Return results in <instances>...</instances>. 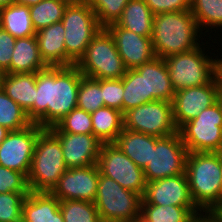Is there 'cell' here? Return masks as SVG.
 Returning a JSON list of instances; mask_svg holds the SVG:
<instances>
[{"label":"cell","instance_id":"obj_13","mask_svg":"<svg viewBox=\"0 0 222 222\" xmlns=\"http://www.w3.org/2000/svg\"><path fill=\"white\" fill-rule=\"evenodd\" d=\"M44 130L36 123L28 127L10 131L0 144V166L29 174L35 144L39 134Z\"/></svg>","mask_w":222,"mask_h":222},{"label":"cell","instance_id":"obj_26","mask_svg":"<svg viewBox=\"0 0 222 222\" xmlns=\"http://www.w3.org/2000/svg\"><path fill=\"white\" fill-rule=\"evenodd\" d=\"M93 135L102 143H114L124 128L122 111L102 107L91 113Z\"/></svg>","mask_w":222,"mask_h":222},{"label":"cell","instance_id":"obj_24","mask_svg":"<svg viewBox=\"0 0 222 222\" xmlns=\"http://www.w3.org/2000/svg\"><path fill=\"white\" fill-rule=\"evenodd\" d=\"M36 73H6L2 90L26 112L35 102Z\"/></svg>","mask_w":222,"mask_h":222},{"label":"cell","instance_id":"obj_28","mask_svg":"<svg viewBox=\"0 0 222 222\" xmlns=\"http://www.w3.org/2000/svg\"><path fill=\"white\" fill-rule=\"evenodd\" d=\"M197 207L141 204V218L145 222H192L202 215Z\"/></svg>","mask_w":222,"mask_h":222},{"label":"cell","instance_id":"obj_50","mask_svg":"<svg viewBox=\"0 0 222 222\" xmlns=\"http://www.w3.org/2000/svg\"><path fill=\"white\" fill-rule=\"evenodd\" d=\"M64 1L68 2L69 4H71V3H82V2H84L86 0H64Z\"/></svg>","mask_w":222,"mask_h":222},{"label":"cell","instance_id":"obj_25","mask_svg":"<svg viewBox=\"0 0 222 222\" xmlns=\"http://www.w3.org/2000/svg\"><path fill=\"white\" fill-rule=\"evenodd\" d=\"M116 23L136 34L151 37L154 14L144 0H129Z\"/></svg>","mask_w":222,"mask_h":222},{"label":"cell","instance_id":"obj_23","mask_svg":"<svg viewBox=\"0 0 222 222\" xmlns=\"http://www.w3.org/2000/svg\"><path fill=\"white\" fill-rule=\"evenodd\" d=\"M48 66L41 59L36 35L16 38L12 53L10 73H37Z\"/></svg>","mask_w":222,"mask_h":222},{"label":"cell","instance_id":"obj_35","mask_svg":"<svg viewBox=\"0 0 222 222\" xmlns=\"http://www.w3.org/2000/svg\"><path fill=\"white\" fill-rule=\"evenodd\" d=\"M51 132H65L73 134H93L91 113L74 108L65 115L55 126L49 128Z\"/></svg>","mask_w":222,"mask_h":222},{"label":"cell","instance_id":"obj_11","mask_svg":"<svg viewBox=\"0 0 222 222\" xmlns=\"http://www.w3.org/2000/svg\"><path fill=\"white\" fill-rule=\"evenodd\" d=\"M187 154V148L178 132L159 137L156 145H152L151 161L143 170L146 182L185 174Z\"/></svg>","mask_w":222,"mask_h":222},{"label":"cell","instance_id":"obj_38","mask_svg":"<svg viewBox=\"0 0 222 222\" xmlns=\"http://www.w3.org/2000/svg\"><path fill=\"white\" fill-rule=\"evenodd\" d=\"M8 192L27 196L30 192L27 177L23 173L0 166V193Z\"/></svg>","mask_w":222,"mask_h":222},{"label":"cell","instance_id":"obj_5","mask_svg":"<svg viewBox=\"0 0 222 222\" xmlns=\"http://www.w3.org/2000/svg\"><path fill=\"white\" fill-rule=\"evenodd\" d=\"M203 44L194 50L164 58L175 92L210 83L218 75V57L208 56L206 48L202 49Z\"/></svg>","mask_w":222,"mask_h":222},{"label":"cell","instance_id":"obj_48","mask_svg":"<svg viewBox=\"0 0 222 222\" xmlns=\"http://www.w3.org/2000/svg\"><path fill=\"white\" fill-rule=\"evenodd\" d=\"M5 75H6V72L2 68H0V90L3 87Z\"/></svg>","mask_w":222,"mask_h":222},{"label":"cell","instance_id":"obj_12","mask_svg":"<svg viewBox=\"0 0 222 222\" xmlns=\"http://www.w3.org/2000/svg\"><path fill=\"white\" fill-rule=\"evenodd\" d=\"M97 166L99 172L116 182L123 188L144 195L146 180L143 169L139 168L114 143H102Z\"/></svg>","mask_w":222,"mask_h":222},{"label":"cell","instance_id":"obj_29","mask_svg":"<svg viewBox=\"0 0 222 222\" xmlns=\"http://www.w3.org/2000/svg\"><path fill=\"white\" fill-rule=\"evenodd\" d=\"M121 79L124 86L122 99L123 114L129 109L149 102V96H146L145 72L129 69Z\"/></svg>","mask_w":222,"mask_h":222},{"label":"cell","instance_id":"obj_10","mask_svg":"<svg viewBox=\"0 0 222 222\" xmlns=\"http://www.w3.org/2000/svg\"><path fill=\"white\" fill-rule=\"evenodd\" d=\"M124 128L157 137L178 132L173 120L172 102L156 100L129 109L123 114Z\"/></svg>","mask_w":222,"mask_h":222},{"label":"cell","instance_id":"obj_47","mask_svg":"<svg viewBox=\"0 0 222 222\" xmlns=\"http://www.w3.org/2000/svg\"><path fill=\"white\" fill-rule=\"evenodd\" d=\"M16 3V0H0V8Z\"/></svg>","mask_w":222,"mask_h":222},{"label":"cell","instance_id":"obj_31","mask_svg":"<svg viewBox=\"0 0 222 222\" xmlns=\"http://www.w3.org/2000/svg\"><path fill=\"white\" fill-rule=\"evenodd\" d=\"M190 11L202 34V28H222V0H191Z\"/></svg>","mask_w":222,"mask_h":222},{"label":"cell","instance_id":"obj_49","mask_svg":"<svg viewBox=\"0 0 222 222\" xmlns=\"http://www.w3.org/2000/svg\"><path fill=\"white\" fill-rule=\"evenodd\" d=\"M217 100H218V102H219V104H220V107H221V110H222V86H220Z\"/></svg>","mask_w":222,"mask_h":222},{"label":"cell","instance_id":"obj_42","mask_svg":"<svg viewBox=\"0 0 222 222\" xmlns=\"http://www.w3.org/2000/svg\"><path fill=\"white\" fill-rule=\"evenodd\" d=\"M192 222H217L211 214H202L194 219Z\"/></svg>","mask_w":222,"mask_h":222},{"label":"cell","instance_id":"obj_6","mask_svg":"<svg viewBox=\"0 0 222 222\" xmlns=\"http://www.w3.org/2000/svg\"><path fill=\"white\" fill-rule=\"evenodd\" d=\"M83 76L93 79H121L127 71L112 34L102 28L75 64Z\"/></svg>","mask_w":222,"mask_h":222},{"label":"cell","instance_id":"obj_41","mask_svg":"<svg viewBox=\"0 0 222 222\" xmlns=\"http://www.w3.org/2000/svg\"><path fill=\"white\" fill-rule=\"evenodd\" d=\"M15 43L16 38L0 27V68L6 73H10V64Z\"/></svg>","mask_w":222,"mask_h":222},{"label":"cell","instance_id":"obj_3","mask_svg":"<svg viewBox=\"0 0 222 222\" xmlns=\"http://www.w3.org/2000/svg\"><path fill=\"white\" fill-rule=\"evenodd\" d=\"M200 36L202 37V33L191 11L154 15L151 41L156 57L164 59L170 55L194 50L201 45Z\"/></svg>","mask_w":222,"mask_h":222},{"label":"cell","instance_id":"obj_37","mask_svg":"<svg viewBox=\"0 0 222 222\" xmlns=\"http://www.w3.org/2000/svg\"><path fill=\"white\" fill-rule=\"evenodd\" d=\"M23 193H0V222H22Z\"/></svg>","mask_w":222,"mask_h":222},{"label":"cell","instance_id":"obj_22","mask_svg":"<svg viewBox=\"0 0 222 222\" xmlns=\"http://www.w3.org/2000/svg\"><path fill=\"white\" fill-rule=\"evenodd\" d=\"M159 137L123 128L114 142L139 168L145 169L151 161L152 145Z\"/></svg>","mask_w":222,"mask_h":222},{"label":"cell","instance_id":"obj_4","mask_svg":"<svg viewBox=\"0 0 222 222\" xmlns=\"http://www.w3.org/2000/svg\"><path fill=\"white\" fill-rule=\"evenodd\" d=\"M67 169L59 139L44 129L37 138L27 176L30 191L50 192Z\"/></svg>","mask_w":222,"mask_h":222},{"label":"cell","instance_id":"obj_30","mask_svg":"<svg viewBox=\"0 0 222 222\" xmlns=\"http://www.w3.org/2000/svg\"><path fill=\"white\" fill-rule=\"evenodd\" d=\"M68 4L64 0H42L38 4L29 6L35 31L60 22Z\"/></svg>","mask_w":222,"mask_h":222},{"label":"cell","instance_id":"obj_45","mask_svg":"<svg viewBox=\"0 0 222 222\" xmlns=\"http://www.w3.org/2000/svg\"><path fill=\"white\" fill-rule=\"evenodd\" d=\"M9 132L10 131L7 128L0 125V144L6 138Z\"/></svg>","mask_w":222,"mask_h":222},{"label":"cell","instance_id":"obj_18","mask_svg":"<svg viewBox=\"0 0 222 222\" xmlns=\"http://www.w3.org/2000/svg\"><path fill=\"white\" fill-rule=\"evenodd\" d=\"M60 141L67 168L97 164L102 142L93 134L52 132Z\"/></svg>","mask_w":222,"mask_h":222},{"label":"cell","instance_id":"obj_8","mask_svg":"<svg viewBox=\"0 0 222 222\" xmlns=\"http://www.w3.org/2000/svg\"><path fill=\"white\" fill-rule=\"evenodd\" d=\"M61 22L65 29L66 58L75 65L102 27L87 1L68 4Z\"/></svg>","mask_w":222,"mask_h":222},{"label":"cell","instance_id":"obj_33","mask_svg":"<svg viewBox=\"0 0 222 222\" xmlns=\"http://www.w3.org/2000/svg\"><path fill=\"white\" fill-rule=\"evenodd\" d=\"M102 107L104 100L100 79L82 76L77 95V108L92 113Z\"/></svg>","mask_w":222,"mask_h":222},{"label":"cell","instance_id":"obj_46","mask_svg":"<svg viewBox=\"0 0 222 222\" xmlns=\"http://www.w3.org/2000/svg\"><path fill=\"white\" fill-rule=\"evenodd\" d=\"M218 77L222 86V58H218Z\"/></svg>","mask_w":222,"mask_h":222},{"label":"cell","instance_id":"obj_51","mask_svg":"<svg viewBox=\"0 0 222 222\" xmlns=\"http://www.w3.org/2000/svg\"><path fill=\"white\" fill-rule=\"evenodd\" d=\"M135 222H145L141 217H139Z\"/></svg>","mask_w":222,"mask_h":222},{"label":"cell","instance_id":"obj_52","mask_svg":"<svg viewBox=\"0 0 222 222\" xmlns=\"http://www.w3.org/2000/svg\"><path fill=\"white\" fill-rule=\"evenodd\" d=\"M220 154L221 162H222V151L218 152Z\"/></svg>","mask_w":222,"mask_h":222},{"label":"cell","instance_id":"obj_27","mask_svg":"<svg viewBox=\"0 0 222 222\" xmlns=\"http://www.w3.org/2000/svg\"><path fill=\"white\" fill-rule=\"evenodd\" d=\"M0 27L14 38H26L36 35L29 6L13 3L0 8Z\"/></svg>","mask_w":222,"mask_h":222},{"label":"cell","instance_id":"obj_32","mask_svg":"<svg viewBox=\"0 0 222 222\" xmlns=\"http://www.w3.org/2000/svg\"><path fill=\"white\" fill-rule=\"evenodd\" d=\"M27 113L5 92L0 90V125L9 131H17L31 125Z\"/></svg>","mask_w":222,"mask_h":222},{"label":"cell","instance_id":"obj_34","mask_svg":"<svg viewBox=\"0 0 222 222\" xmlns=\"http://www.w3.org/2000/svg\"><path fill=\"white\" fill-rule=\"evenodd\" d=\"M60 211L64 222H101L94 202L60 200Z\"/></svg>","mask_w":222,"mask_h":222},{"label":"cell","instance_id":"obj_1","mask_svg":"<svg viewBox=\"0 0 222 222\" xmlns=\"http://www.w3.org/2000/svg\"><path fill=\"white\" fill-rule=\"evenodd\" d=\"M82 76L76 65L48 66L37 72L35 102L26 112L29 120L44 129H49L77 108V95Z\"/></svg>","mask_w":222,"mask_h":222},{"label":"cell","instance_id":"obj_40","mask_svg":"<svg viewBox=\"0 0 222 222\" xmlns=\"http://www.w3.org/2000/svg\"><path fill=\"white\" fill-rule=\"evenodd\" d=\"M155 14L174 11H190L191 0H144Z\"/></svg>","mask_w":222,"mask_h":222},{"label":"cell","instance_id":"obj_36","mask_svg":"<svg viewBox=\"0 0 222 222\" xmlns=\"http://www.w3.org/2000/svg\"><path fill=\"white\" fill-rule=\"evenodd\" d=\"M102 28L116 23L129 0H86Z\"/></svg>","mask_w":222,"mask_h":222},{"label":"cell","instance_id":"obj_14","mask_svg":"<svg viewBox=\"0 0 222 222\" xmlns=\"http://www.w3.org/2000/svg\"><path fill=\"white\" fill-rule=\"evenodd\" d=\"M221 83L218 75L207 84L175 92L172 100L173 120L179 129L217 101Z\"/></svg>","mask_w":222,"mask_h":222},{"label":"cell","instance_id":"obj_20","mask_svg":"<svg viewBox=\"0 0 222 222\" xmlns=\"http://www.w3.org/2000/svg\"><path fill=\"white\" fill-rule=\"evenodd\" d=\"M63 23L57 22L36 32L41 59L47 66H72L66 58Z\"/></svg>","mask_w":222,"mask_h":222},{"label":"cell","instance_id":"obj_43","mask_svg":"<svg viewBox=\"0 0 222 222\" xmlns=\"http://www.w3.org/2000/svg\"><path fill=\"white\" fill-rule=\"evenodd\" d=\"M217 222H222V203L211 213Z\"/></svg>","mask_w":222,"mask_h":222},{"label":"cell","instance_id":"obj_16","mask_svg":"<svg viewBox=\"0 0 222 222\" xmlns=\"http://www.w3.org/2000/svg\"><path fill=\"white\" fill-rule=\"evenodd\" d=\"M141 204L196 207L190 195L186 173L146 182Z\"/></svg>","mask_w":222,"mask_h":222},{"label":"cell","instance_id":"obj_9","mask_svg":"<svg viewBox=\"0 0 222 222\" xmlns=\"http://www.w3.org/2000/svg\"><path fill=\"white\" fill-rule=\"evenodd\" d=\"M178 133L188 152L222 151V110L218 100L184 123Z\"/></svg>","mask_w":222,"mask_h":222},{"label":"cell","instance_id":"obj_19","mask_svg":"<svg viewBox=\"0 0 222 222\" xmlns=\"http://www.w3.org/2000/svg\"><path fill=\"white\" fill-rule=\"evenodd\" d=\"M135 70L145 72L146 96H149V102L156 100L172 102L175 91L163 58L155 57Z\"/></svg>","mask_w":222,"mask_h":222},{"label":"cell","instance_id":"obj_17","mask_svg":"<svg viewBox=\"0 0 222 222\" xmlns=\"http://www.w3.org/2000/svg\"><path fill=\"white\" fill-rule=\"evenodd\" d=\"M106 29L112 34L127 70L135 69L156 57L151 37L136 34L120 27L117 23L109 25Z\"/></svg>","mask_w":222,"mask_h":222},{"label":"cell","instance_id":"obj_21","mask_svg":"<svg viewBox=\"0 0 222 222\" xmlns=\"http://www.w3.org/2000/svg\"><path fill=\"white\" fill-rule=\"evenodd\" d=\"M22 222H64L59 199L50 192H32L22 207Z\"/></svg>","mask_w":222,"mask_h":222},{"label":"cell","instance_id":"obj_15","mask_svg":"<svg viewBox=\"0 0 222 222\" xmlns=\"http://www.w3.org/2000/svg\"><path fill=\"white\" fill-rule=\"evenodd\" d=\"M97 164L87 167L68 168L50 193L60 200L94 202L99 180Z\"/></svg>","mask_w":222,"mask_h":222},{"label":"cell","instance_id":"obj_2","mask_svg":"<svg viewBox=\"0 0 222 222\" xmlns=\"http://www.w3.org/2000/svg\"><path fill=\"white\" fill-rule=\"evenodd\" d=\"M185 173L195 206L211 214L222 203V162L218 152H188Z\"/></svg>","mask_w":222,"mask_h":222},{"label":"cell","instance_id":"obj_7","mask_svg":"<svg viewBox=\"0 0 222 222\" xmlns=\"http://www.w3.org/2000/svg\"><path fill=\"white\" fill-rule=\"evenodd\" d=\"M142 195L99 173L94 204L101 222H135L141 216Z\"/></svg>","mask_w":222,"mask_h":222},{"label":"cell","instance_id":"obj_39","mask_svg":"<svg viewBox=\"0 0 222 222\" xmlns=\"http://www.w3.org/2000/svg\"><path fill=\"white\" fill-rule=\"evenodd\" d=\"M105 107L122 111L124 86L122 79H100Z\"/></svg>","mask_w":222,"mask_h":222},{"label":"cell","instance_id":"obj_44","mask_svg":"<svg viewBox=\"0 0 222 222\" xmlns=\"http://www.w3.org/2000/svg\"><path fill=\"white\" fill-rule=\"evenodd\" d=\"M42 0H16L17 4L31 6L34 4H38Z\"/></svg>","mask_w":222,"mask_h":222}]
</instances>
